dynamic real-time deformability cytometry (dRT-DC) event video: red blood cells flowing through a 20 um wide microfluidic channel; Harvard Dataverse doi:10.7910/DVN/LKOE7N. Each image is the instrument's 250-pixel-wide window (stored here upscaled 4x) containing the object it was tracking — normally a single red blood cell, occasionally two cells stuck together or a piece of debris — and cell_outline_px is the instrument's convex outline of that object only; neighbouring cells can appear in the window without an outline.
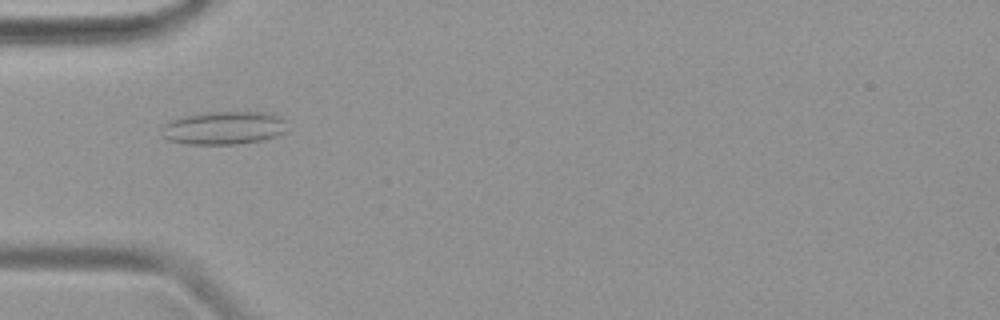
{"species": "common noctule bat (a hibernating species)", "species_latin": "Nyctalus noctula", "temperature_condition": "warm", "stored_images_in_passage": 47, "camera_frame_rate_fps": 3000, "um_per_image_px": 0.085, "animal": {"sex": "female", "body_mass_g": 19.9}, "frame": {"image": 1, "passage_image": 15, "time_ms": 4.667, "image_size_px": [1000, 320], "cell_outline_px": [[288, 120], [284, 132], [276, 136], [264, 140], [240, 144], [184, 144], [168, 140], [164, 136], [160, 128], [168, 120], [180, 116], [196, 112], [272, 112]], "centroid_in_image_um": [19.02, 10.85], "position_along_channel_um": 66.0, "area_um2": 24.97}}
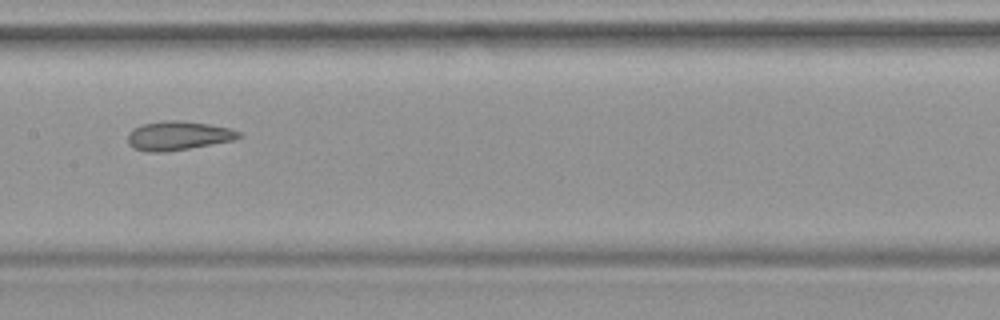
{"frame": {"image": 2, "passage_image": 24, "time_ms": 7.667, "image_size_px": [1000, 320], "cell_outline_px": [[244, 136], [236, 140], [164, 152], [148, 152], [132, 148], [128, 144], [128, 132], [132, 128], [144, 124], [164, 120], [180, 120], [208, 124], [232, 128], [240, 132]], "centroid_in_image_um": [15.16, 11.53], "position_along_channel_um": 192.2, "area_um2": 18.96}}
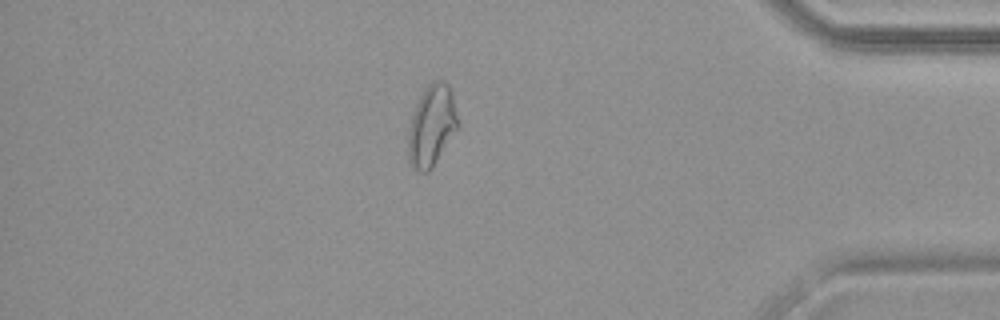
{"frame": {"image": 3, "passage_image": 41, "time_ms": 13.333, "image_size_px": [1000, 320], "cell_outline_px": [[460, 124], [432, 168], [428, 172], [412, 172], [408, 164], [408, 132], [412, 116], [416, 104], [420, 96], [428, 84], [432, 80], [444, 80], [448, 84], [452, 92]], "centroid_in_image_um": [36.68, 10.71], "position_along_channel_um": 398.5, "area_um2": 23.87}}